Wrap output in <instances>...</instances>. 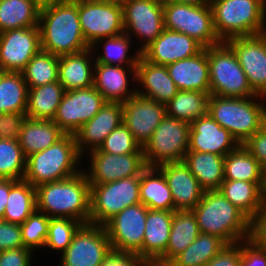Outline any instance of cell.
Masks as SVG:
<instances>
[{
  "mask_svg": "<svg viewBox=\"0 0 266 266\" xmlns=\"http://www.w3.org/2000/svg\"><path fill=\"white\" fill-rule=\"evenodd\" d=\"M38 26L43 51L61 56L90 48L81 30L78 0L42 4Z\"/></svg>",
  "mask_w": 266,
  "mask_h": 266,
  "instance_id": "cell-1",
  "label": "cell"
},
{
  "mask_svg": "<svg viewBox=\"0 0 266 266\" xmlns=\"http://www.w3.org/2000/svg\"><path fill=\"white\" fill-rule=\"evenodd\" d=\"M91 185L82 170L67 179L36 187L37 211L50 218H73L89 223Z\"/></svg>",
  "mask_w": 266,
  "mask_h": 266,
  "instance_id": "cell-2",
  "label": "cell"
},
{
  "mask_svg": "<svg viewBox=\"0 0 266 266\" xmlns=\"http://www.w3.org/2000/svg\"><path fill=\"white\" fill-rule=\"evenodd\" d=\"M192 212L200 233L215 235L226 244L251 238L252 221L218 190L205 191Z\"/></svg>",
  "mask_w": 266,
  "mask_h": 266,
  "instance_id": "cell-3",
  "label": "cell"
},
{
  "mask_svg": "<svg viewBox=\"0 0 266 266\" xmlns=\"http://www.w3.org/2000/svg\"><path fill=\"white\" fill-rule=\"evenodd\" d=\"M82 162V164H81ZM83 157L79 154L73 134H64L49 148L26 157L24 180L33 187L67 179L82 171Z\"/></svg>",
  "mask_w": 266,
  "mask_h": 266,
  "instance_id": "cell-4",
  "label": "cell"
},
{
  "mask_svg": "<svg viewBox=\"0 0 266 266\" xmlns=\"http://www.w3.org/2000/svg\"><path fill=\"white\" fill-rule=\"evenodd\" d=\"M208 113L242 145L266 124V97L247 98L211 95Z\"/></svg>",
  "mask_w": 266,
  "mask_h": 266,
  "instance_id": "cell-5",
  "label": "cell"
},
{
  "mask_svg": "<svg viewBox=\"0 0 266 266\" xmlns=\"http://www.w3.org/2000/svg\"><path fill=\"white\" fill-rule=\"evenodd\" d=\"M221 42L266 32V0H209Z\"/></svg>",
  "mask_w": 266,
  "mask_h": 266,
  "instance_id": "cell-6",
  "label": "cell"
},
{
  "mask_svg": "<svg viewBox=\"0 0 266 266\" xmlns=\"http://www.w3.org/2000/svg\"><path fill=\"white\" fill-rule=\"evenodd\" d=\"M210 94L220 97L247 98L257 95L232 48L221 42L208 47Z\"/></svg>",
  "mask_w": 266,
  "mask_h": 266,
  "instance_id": "cell-7",
  "label": "cell"
},
{
  "mask_svg": "<svg viewBox=\"0 0 266 266\" xmlns=\"http://www.w3.org/2000/svg\"><path fill=\"white\" fill-rule=\"evenodd\" d=\"M140 176L91 184L89 223L104 226L125 208L141 203Z\"/></svg>",
  "mask_w": 266,
  "mask_h": 266,
  "instance_id": "cell-8",
  "label": "cell"
},
{
  "mask_svg": "<svg viewBox=\"0 0 266 266\" xmlns=\"http://www.w3.org/2000/svg\"><path fill=\"white\" fill-rule=\"evenodd\" d=\"M164 28L194 38L204 48L220 44L213 25L210 3L190 5L163 2Z\"/></svg>",
  "mask_w": 266,
  "mask_h": 266,
  "instance_id": "cell-9",
  "label": "cell"
},
{
  "mask_svg": "<svg viewBox=\"0 0 266 266\" xmlns=\"http://www.w3.org/2000/svg\"><path fill=\"white\" fill-rule=\"evenodd\" d=\"M190 123L165 116L142 148L147 166L183 161L189 148Z\"/></svg>",
  "mask_w": 266,
  "mask_h": 266,
  "instance_id": "cell-10",
  "label": "cell"
},
{
  "mask_svg": "<svg viewBox=\"0 0 266 266\" xmlns=\"http://www.w3.org/2000/svg\"><path fill=\"white\" fill-rule=\"evenodd\" d=\"M81 30L87 44L124 33L123 7L120 0H78Z\"/></svg>",
  "mask_w": 266,
  "mask_h": 266,
  "instance_id": "cell-11",
  "label": "cell"
},
{
  "mask_svg": "<svg viewBox=\"0 0 266 266\" xmlns=\"http://www.w3.org/2000/svg\"><path fill=\"white\" fill-rule=\"evenodd\" d=\"M120 1L123 7L124 33L133 42L140 43L136 46L142 52L164 30L163 3L157 0Z\"/></svg>",
  "mask_w": 266,
  "mask_h": 266,
  "instance_id": "cell-12",
  "label": "cell"
},
{
  "mask_svg": "<svg viewBox=\"0 0 266 266\" xmlns=\"http://www.w3.org/2000/svg\"><path fill=\"white\" fill-rule=\"evenodd\" d=\"M110 251L112 249L104 226L82 224L57 260V266H99Z\"/></svg>",
  "mask_w": 266,
  "mask_h": 266,
  "instance_id": "cell-13",
  "label": "cell"
},
{
  "mask_svg": "<svg viewBox=\"0 0 266 266\" xmlns=\"http://www.w3.org/2000/svg\"><path fill=\"white\" fill-rule=\"evenodd\" d=\"M87 157V158H86ZM86 166L82 170L89 184H103L126 177L140 176L147 167L144 154H109L99 149L90 151L83 157Z\"/></svg>",
  "mask_w": 266,
  "mask_h": 266,
  "instance_id": "cell-14",
  "label": "cell"
},
{
  "mask_svg": "<svg viewBox=\"0 0 266 266\" xmlns=\"http://www.w3.org/2000/svg\"><path fill=\"white\" fill-rule=\"evenodd\" d=\"M148 210L142 203L129 206L104 225L113 251L135 253L143 259V239Z\"/></svg>",
  "mask_w": 266,
  "mask_h": 266,
  "instance_id": "cell-15",
  "label": "cell"
},
{
  "mask_svg": "<svg viewBox=\"0 0 266 266\" xmlns=\"http://www.w3.org/2000/svg\"><path fill=\"white\" fill-rule=\"evenodd\" d=\"M106 103L93 87L64 92L53 121L65 134H73L90 121Z\"/></svg>",
  "mask_w": 266,
  "mask_h": 266,
  "instance_id": "cell-16",
  "label": "cell"
},
{
  "mask_svg": "<svg viewBox=\"0 0 266 266\" xmlns=\"http://www.w3.org/2000/svg\"><path fill=\"white\" fill-rule=\"evenodd\" d=\"M226 43L235 52L252 90L266 97V32L234 37Z\"/></svg>",
  "mask_w": 266,
  "mask_h": 266,
  "instance_id": "cell-17",
  "label": "cell"
},
{
  "mask_svg": "<svg viewBox=\"0 0 266 266\" xmlns=\"http://www.w3.org/2000/svg\"><path fill=\"white\" fill-rule=\"evenodd\" d=\"M40 50L39 26L0 33V71L21 72Z\"/></svg>",
  "mask_w": 266,
  "mask_h": 266,
  "instance_id": "cell-18",
  "label": "cell"
},
{
  "mask_svg": "<svg viewBox=\"0 0 266 266\" xmlns=\"http://www.w3.org/2000/svg\"><path fill=\"white\" fill-rule=\"evenodd\" d=\"M123 105V124L143 148L166 116L165 104L136 94Z\"/></svg>",
  "mask_w": 266,
  "mask_h": 266,
  "instance_id": "cell-19",
  "label": "cell"
},
{
  "mask_svg": "<svg viewBox=\"0 0 266 266\" xmlns=\"http://www.w3.org/2000/svg\"><path fill=\"white\" fill-rule=\"evenodd\" d=\"M93 76V87L106 102L123 103L137 94L136 66L105 65L95 62Z\"/></svg>",
  "mask_w": 266,
  "mask_h": 266,
  "instance_id": "cell-20",
  "label": "cell"
},
{
  "mask_svg": "<svg viewBox=\"0 0 266 266\" xmlns=\"http://www.w3.org/2000/svg\"><path fill=\"white\" fill-rule=\"evenodd\" d=\"M122 123V103L106 102L100 111L75 133L79 154L84 157L90 151L99 149L105 138Z\"/></svg>",
  "mask_w": 266,
  "mask_h": 266,
  "instance_id": "cell-21",
  "label": "cell"
},
{
  "mask_svg": "<svg viewBox=\"0 0 266 266\" xmlns=\"http://www.w3.org/2000/svg\"><path fill=\"white\" fill-rule=\"evenodd\" d=\"M240 144L209 113L190 123L188 151L226 156Z\"/></svg>",
  "mask_w": 266,
  "mask_h": 266,
  "instance_id": "cell-22",
  "label": "cell"
},
{
  "mask_svg": "<svg viewBox=\"0 0 266 266\" xmlns=\"http://www.w3.org/2000/svg\"><path fill=\"white\" fill-rule=\"evenodd\" d=\"M204 47L184 33L164 28L162 33L141 53L149 62L168 65L198 54Z\"/></svg>",
  "mask_w": 266,
  "mask_h": 266,
  "instance_id": "cell-23",
  "label": "cell"
},
{
  "mask_svg": "<svg viewBox=\"0 0 266 266\" xmlns=\"http://www.w3.org/2000/svg\"><path fill=\"white\" fill-rule=\"evenodd\" d=\"M158 168L163 172L172 193L174 211L193 210L205 190L184 161L164 163Z\"/></svg>",
  "mask_w": 266,
  "mask_h": 266,
  "instance_id": "cell-24",
  "label": "cell"
},
{
  "mask_svg": "<svg viewBox=\"0 0 266 266\" xmlns=\"http://www.w3.org/2000/svg\"><path fill=\"white\" fill-rule=\"evenodd\" d=\"M136 83L137 94L162 104H167L179 91L166 66L149 62L142 55L136 66Z\"/></svg>",
  "mask_w": 266,
  "mask_h": 266,
  "instance_id": "cell-25",
  "label": "cell"
},
{
  "mask_svg": "<svg viewBox=\"0 0 266 266\" xmlns=\"http://www.w3.org/2000/svg\"><path fill=\"white\" fill-rule=\"evenodd\" d=\"M166 68L179 90L210 93L208 47L195 56L168 64Z\"/></svg>",
  "mask_w": 266,
  "mask_h": 266,
  "instance_id": "cell-26",
  "label": "cell"
},
{
  "mask_svg": "<svg viewBox=\"0 0 266 266\" xmlns=\"http://www.w3.org/2000/svg\"><path fill=\"white\" fill-rule=\"evenodd\" d=\"M174 211L149 209L143 239V260L155 264L166 252Z\"/></svg>",
  "mask_w": 266,
  "mask_h": 266,
  "instance_id": "cell-27",
  "label": "cell"
},
{
  "mask_svg": "<svg viewBox=\"0 0 266 266\" xmlns=\"http://www.w3.org/2000/svg\"><path fill=\"white\" fill-rule=\"evenodd\" d=\"M218 191L251 221L266 204V183L241 180H224Z\"/></svg>",
  "mask_w": 266,
  "mask_h": 266,
  "instance_id": "cell-28",
  "label": "cell"
},
{
  "mask_svg": "<svg viewBox=\"0 0 266 266\" xmlns=\"http://www.w3.org/2000/svg\"><path fill=\"white\" fill-rule=\"evenodd\" d=\"M95 58L91 48L59 56L58 82L67 90L93 86Z\"/></svg>",
  "mask_w": 266,
  "mask_h": 266,
  "instance_id": "cell-29",
  "label": "cell"
},
{
  "mask_svg": "<svg viewBox=\"0 0 266 266\" xmlns=\"http://www.w3.org/2000/svg\"><path fill=\"white\" fill-rule=\"evenodd\" d=\"M135 44L136 42H133L129 35L123 33L99 39L90 48L93 51L95 62L99 64L137 66L142 53L139 49L134 48Z\"/></svg>",
  "mask_w": 266,
  "mask_h": 266,
  "instance_id": "cell-30",
  "label": "cell"
},
{
  "mask_svg": "<svg viewBox=\"0 0 266 266\" xmlns=\"http://www.w3.org/2000/svg\"><path fill=\"white\" fill-rule=\"evenodd\" d=\"M65 133L53 120L25 118L23 120L19 145L25 157L49 148Z\"/></svg>",
  "mask_w": 266,
  "mask_h": 266,
  "instance_id": "cell-31",
  "label": "cell"
},
{
  "mask_svg": "<svg viewBox=\"0 0 266 266\" xmlns=\"http://www.w3.org/2000/svg\"><path fill=\"white\" fill-rule=\"evenodd\" d=\"M140 200L148 209L174 211V200L163 172L147 166L140 174Z\"/></svg>",
  "mask_w": 266,
  "mask_h": 266,
  "instance_id": "cell-32",
  "label": "cell"
},
{
  "mask_svg": "<svg viewBox=\"0 0 266 266\" xmlns=\"http://www.w3.org/2000/svg\"><path fill=\"white\" fill-rule=\"evenodd\" d=\"M225 156L188 151L184 163L205 191L218 190L224 181Z\"/></svg>",
  "mask_w": 266,
  "mask_h": 266,
  "instance_id": "cell-33",
  "label": "cell"
},
{
  "mask_svg": "<svg viewBox=\"0 0 266 266\" xmlns=\"http://www.w3.org/2000/svg\"><path fill=\"white\" fill-rule=\"evenodd\" d=\"M200 231L192 210L174 211L165 254L155 264H169L199 236Z\"/></svg>",
  "mask_w": 266,
  "mask_h": 266,
  "instance_id": "cell-34",
  "label": "cell"
},
{
  "mask_svg": "<svg viewBox=\"0 0 266 266\" xmlns=\"http://www.w3.org/2000/svg\"><path fill=\"white\" fill-rule=\"evenodd\" d=\"M37 0H0V33L39 25Z\"/></svg>",
  "mask_w": 266,
  "mask_h": 266,
  "instance_id": "cell-35",
  "label": "cell"
},
{
  "mask_svg": "<svg viewBox=\"0 0 266 266\" xmlns=\"http://www.w3.org/2000/svg\"><path fill=\"white\" fill-rule=\"evenodd\" d=\"M65 89L58 82L29 88L25 115L31 119L53 120Z\"/></svg>",
  "mask_w": 266,
  "mask_h": 266,
  "instance_id": "cell-36",
  "label": "cell"
},
{
  "mask_svg": "<svg viewBox=\"0 0 266 266\" xmlns=\"http://www.w3.org/2000/svg\"><path fill=\"white\" fill-rule=\"evenodd\" d=\"M210 96L202 91L179 90L165 104L166 116L191 123L208 113Z\"/></svg>",
  "mask_w": 266,
  "mask_h": 266,
  "instance_id": "cell-37",
  "label": "cell"
},
{
  "mask_svg": "<svg viewBox=\"0 0 266 266\" xmlns=\"http://www.w3.org/2000/svg\"><path fill=\"white\" fill-rule=\"evenodd\" d=\"M224 180L266 183V174L258 161L243 145H239L224 158Z\"/></svg>",
  "mask_w": 266,
  "mask_h": 266,
  "instance_id": "cell-38",
  "label": "cell"
},
{
  "mask_svg": "<svg viewBox=\"0 0 266 266\" xmlns=\"http://www.w3.org/2000/svg\"><path fill=\"white\" fill-rule=\"evenodd\" d=\"M36 210V187L24 179L17 180L10 188L3 221L22 224Z\"/></svg>",
  "mask_w": 266,
  "mask_h": 266,
  "instance_id": "cell-39",
  "label": "cell"
},
{
  "mask_svg": "<svg viewBox=\"0 0 266 266\" xmlns=\"http://www.w3.org/2000/svg\"><path fill=\"white\" fill-rule=\"evenodd\" d=\"M28 89L21 72L0 71V113H25Z\"/></svg>",
  "mask_w": 266,
  "mask_h": 266,
  "instance_id": "cell-40",
  "label": "cell"
},
{
  "mask_svg": "<svg viewBox=\"0 0 266 266\" xmlns=\"http://www.w3.org/2000/svg\"><path fill=\"white\" fill-rule=\"evenodd\" d=\"M226 245L215 235L200 233L196 240L169 264L171 266H204Z\"/></svg>",
  "mask_w": 266,
  "mask_h": 266,
  "instance_id": "cell-41",
  "label": "cell"
},
{
  "mask_svg": "<svg viewBox=\"0 0 266 266\" xmlns=\"http://www.w3.org/2000/svg\"><path fill=\"white\" fill-rule=\"evenodd\" d=\"M59 56L40 50L21 71L28 88L58 81Z\"/></svg>",
  "mask_w": 266,
  "mask_h": 266,
  "instance_id": "cell-42",
  "label": "cell"
},
{
  "mask_svg": "<svg viewBox=\"0 0 266 266\" xmlns=\"http://www.w3.org/2000/svg\"><path fill=\"white\" fill-rule=\"evenodd\" d=\"M26 157L18 140L0 138V179L22 180Z\"/></svg>",
  "mask_w": 266,
  "mask_h": 266,
  "instance_id": "cell-43",
  "label": "cell"
},
{
  "mask_svg": "<svg viewBox=\"0 0 266 266\" xmlns=\"http://www.w3.org/2000/svg\"><path fill=\"white\" fill-rule=\"evenodd\" d=\"M82 225L80 221L73 218H50L48 226V235L45 241L43 249L48 251H56L60 255L68 248L71 244L72 238L75 232Z\"/></svg>",
  "mask_w": 266,
  "mask_h": 266,
  "instance_id": "cell-44",
  "label": "cell"
},
{
  "mask_svg": "<svg viewBox=\"0 0 266 266\" xmlns=\"http://www.w3.org/2000/svg\"><path fill=\"white\" fill-rule=\"evenodd\" d=\"M49 222L50 217L36 210L20 224L24 247L32 251L35 250V252L43 251L48 235Z\"/></svg>",
  "mask_w": 266,
  "mask_h": 266,
  "instance_id": "cell-45",
  "label": "cell"
},
{
  "mask_svg": "<svg viewBox=\"0 0 266 266\" xmlns=\"http://www.w3.org/2000/svg\"><path fill=\"white\" fill-rule=\"evenodd\" d=\"M99 150L117 155L143 154L142 147L135 141L132 133L123 123L105 138Z\"/></svg>",
  "mask_w": 266,
  "mask_h": 266,
  "instance_id": "cell-46",
  "label": "cell"
},
{
  "mask_svg": "<svg viewBox=\"0 0 266 266\" xmlns=\"http://www.w3.org/2000/svg\"><path fill=\"white\" fill-rule=\"evenodd\" d=\"M240 266H266V250L252 238L240 241Z\"/></svg>",
  "mask_w": 266,
  "mask_h": 266,
  "instance_id": "cell-47",
  "label": "cell"
},
{
  "mask_svg": "<svg viewBox=\"0 0 266 266\" xmlns=\"http://www.w3.org/2000/svg\"><path fill=\"white\" fill-rule=\"evenodd\" d=\"M24 247L20 224L0 220V251Z\"/></svg>",
  "mask_w": 266,
  "mask_h": 266,
  "instance_id": "cell-48",
  "label": "cell"
},
{
  "mask_svg": "<svg viewBox=\"0 0 266 266\" xmlns=\"http://www.w3.org/2000/svg\"><path fill=\"white\" fill-rule=\"evenodd\" d=\"M242 145L258 161L266 174V124Z\"/></svg>",
  "mask_w": 266,
  "mask_h": 266,
  "instance_id": "cell-49",
  "label": "cell"
},
{
  "mask_svg": "<svg viewBox=\"0 0 266 266\" xmlns=\"http://www.w3.org/2000/svg\"><path fill=\"white\" fill-rule=\"evenodd\" d=\"M25 113H4L0 116V138L18 140Z\"/></svg>",
  "mask_w": 266,
  "mask_h": 266,
  "instance_id": "cell-50",
  "label": "cell"
},
{
  "mask_svg": "<svg viewBox=\"0 0 266 266\" xmlns=\"http://www.w3.org/2000/svg\"><path fill=\"white\" fill-rule=\"evenodd\" d=\"M35 251L21 247L0 251V266H33ZM33 257V258H32Z\"/></svg>",
  "mask_w": 266,
  "mask_h": 266,
  "instance_id": "cell-51",
  "label": "cell"
},
{
  "mask_svg": "<svg viewBox=\"0 0 266 266\" xmlns=\"http://www.w3.org/2000/svg\"><path fill=\"white\" fill-rule=\"evenodd\" d=\"M204 266H240V241L227 244Z\"/></svg>",
  "mask_w": 266,
  "mask_h": 266,
  "instance_id": "cell-52",
  "label": "cell"
},
{
  "mask_svg": "<svg viewBox=\"0 0 266 266\" xmlns=\"http://www.w3.org/2000/svg\"><path fill=\"white\" fill-rule=\"evenodd\" d=\"M99 266H148V264L138 254L112 250Z\"/></svg>",
  "mask_w": 266,
  "mask_h": 266,
  "instance_id": "cell-53",
  "label": "cell"
},
{
  "mask_svg": "<svg viewBox=\"0 0 266 266\" xmlns=\"http://www.w3.org/2000/svg\"><path fill=\"white\" fill-rule=\"evenodd\" d=\"M251 238L266 250V204L264 209L252 221Z\"/></svg>",
  "mask_w": 266,
  "mask_h": 266,
  "instance_id": "cell-54",
  "label": "cell"
},
{
  "mask_svg": "<svg viewBox=\"0 0 266 266\" xmlns=\"http://www.w3.org/2000/svg\"><path fill=\"white\" fill-rule=\"evenodd\" d=\"M16 181L14 179H0V220H3L10 188Z\"/></svg>",
  "mask_w": 266,
  "mask_h": 266,
  "instance_id": "cell-55",
  "label": "cell"
},
{
  "mask_svg": "<svg viewBox=\"0 0 266 266\" xmlns=\"http://www.w3.org/2000/svg\"><path fill=\"white\" fill-rule=\"evenodd\" d=\"M170 1L177 2V3L190 4V5L209 3V0H170Z\"/></svg>",
  "mask_w": 266,
  "mask_h": 266,
  "instance_id": "cell-56",
  "label": "cell"
},
{
  "mask_svg": "<svg viewBox=\"0 0 266 266\" xmlns=\"http://www.w3.org/2000/svg\"><path fill=\"white\" fill-rule=\"evenodd\" d=\"M41 5L49 2L65 1V0H37Z\"/></svg>",
  "mask_w": 266,
  "mask_h": 266,
  "instance_id": "cell-57",
  "label": "cell"
},
{
  "mask_svg": "<svg viewBox=\"0 0 266 266\" xmlns=\"http://www.w3.org/2000/svg\"><path fill=\"white\" fill-rule=\"evenodd\" d=\"M152 266H171L170 264H153Z\"/></svg>",
  "mask_w": 266,
  "mask_h": 266,
  "instance_id": "cell-58",
  "label": "cell"
},
{
  "mask_svg": "<svg viewBox=\"0 0 266 266\" xmlns=\"http://www.w3.org/2000/svg\"><path fill=\"white\" fill-rule=\"evenodd\" d=\"M157 1H160V2H166V1H170V0H157Z\"/></svg>",
  "mask_w": 266,
  "mask_h": 266,
  "instance_id": "cell-59",
  "label": "cell"
},
{
  "mask_svg": "<svg viewBox=\"0 0 266 266\" xmlns=\"http://www.w3.org/2000/svg\"><path fill=\"white\" fill-rule=\"evenodd\" d=\"M102 1H118V0H102Z\"/></svg>",
  "mask_w": 266,
  "mask_h": 266,
  "instance_id": "cell-60",
  "label": "cell"
}]
</instances>
